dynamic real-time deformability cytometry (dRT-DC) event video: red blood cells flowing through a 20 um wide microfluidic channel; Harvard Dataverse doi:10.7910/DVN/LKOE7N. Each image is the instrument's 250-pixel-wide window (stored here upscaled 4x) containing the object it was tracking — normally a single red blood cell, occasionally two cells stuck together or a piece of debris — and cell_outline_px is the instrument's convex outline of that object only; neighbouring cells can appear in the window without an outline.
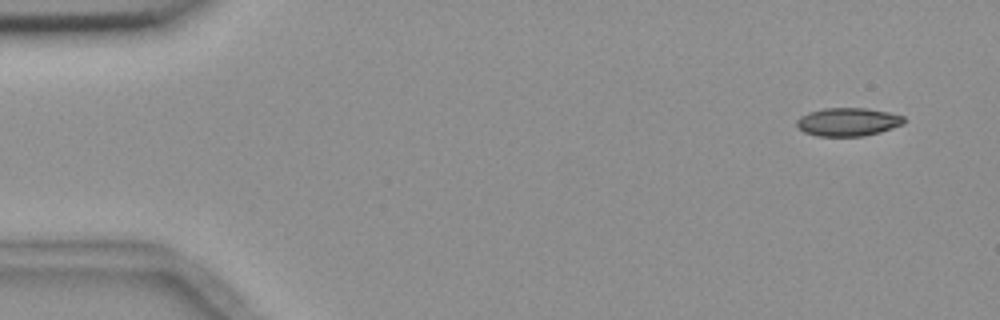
{"species": "common noctule bat (a hibernating species)", "species_latin": "Nyctalus noctula", "temperature_condition": "room temperature", "stored_images_in_passage": 4, "camera_frame_rate_fps": 3000, "um_per_image_px": 0.085, "animal": {"sex": "female", "body_mass_g": 18.4}, "frame": {"image": 1, "passage_image": 1, "time_ms": 0.0, "image_size_px": [1000, 320], "cell_outline_px": [[904, 124], [880, 132], [864, 136], [816, 136], [804, 132], [796, 124], [796, 120], [800, 116], [808, 112], [824, 108], [868, 108], [888, 112], [904, 116]], "centroid_in_image_um": [72.07, 10.36], "position_along_channel_um": 12.9, "area_um2": 17.74}}